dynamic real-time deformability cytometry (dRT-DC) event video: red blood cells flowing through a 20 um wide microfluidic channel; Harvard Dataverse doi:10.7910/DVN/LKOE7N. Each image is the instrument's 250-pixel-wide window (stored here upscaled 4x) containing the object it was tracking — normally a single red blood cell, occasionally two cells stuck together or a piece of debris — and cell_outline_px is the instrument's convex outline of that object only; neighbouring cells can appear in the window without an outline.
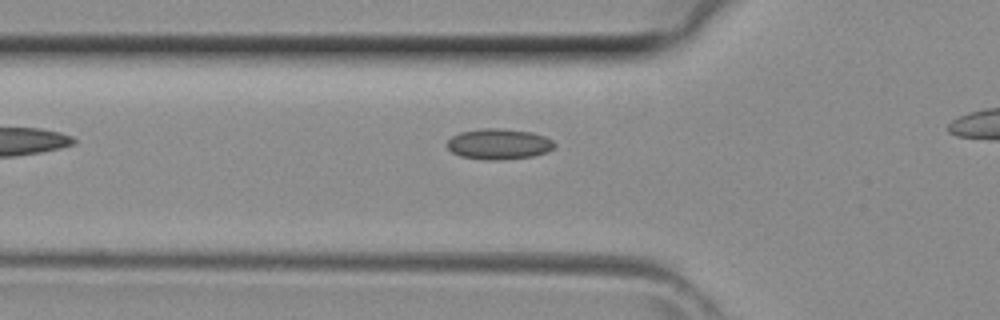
{"species": "common noctule bat (a hibernating species)", "species_latin": "Nyctalus noctula", "temperature_condition": "room temperature", "stored_images_in_passage": 22, "camera_frame_rate_fps": 3000, "um_per_image_px": 0.085, "animal": {"sex": "female", "body_mass_g": 29.2, "forearm_length_mm": 56.3}, "frame": {"image": 1, "passage_image": 2, "time_ms": 0.333, "image_size_px": [1000, 320], "cell_outline_px": [[556, 144], [548, 152], [532, 156], [504, 160], [484, 160], [460, 156], [452, 152], [448, 148], [448, 140], [452, 136], [460, 132], [484, 128], [496, 128], [532, 132], [544, 136], [552, 140]], "centroid_in_image_um": [42.4, 12.25], "position_along_channel_um": 83.4, "area_um2": 19.19}}
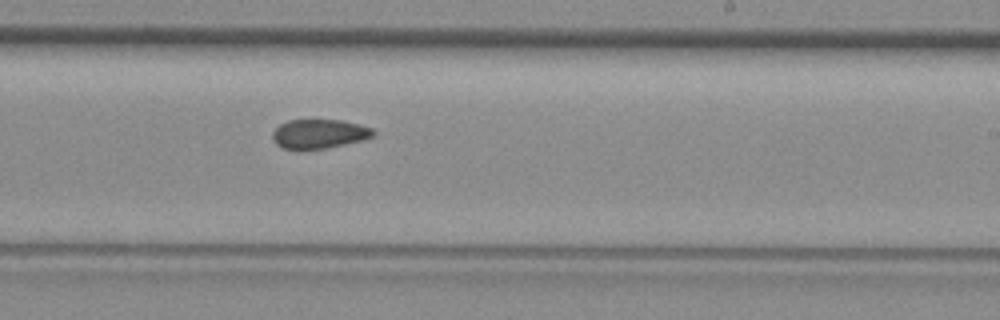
{"frame": {"image": 2, "passage_image": 13, "time_ms": 4.0, "image_size_px": [1000, 320], "cell_outline_px": [[376, 132], [372, 136], [360, 140], [324, 148], [300, 152], [284, 148], [276, 144], [272, 136], [272, 132], [280, 124], [288, 120], [340, 120], [372, 128]], "centroid_in_image_um": [27.05, 11.4], "position_along_channel_um": 262.0, "area_um2": 17.17}}
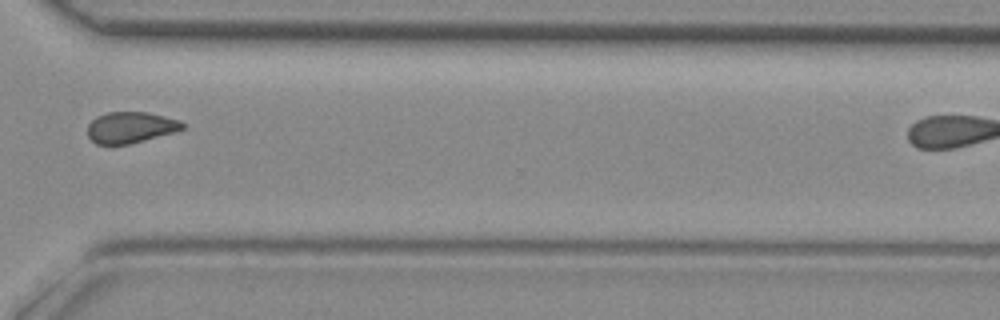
{"frame": {"image": 3, "passage_image": 19, "time_ms": 6.0, "image_size_px": [1000, 320], "cell_outline_px": [[184, 128], [172, 132], [144, 140], [128, 144], [96, 144], [88, 136], [88, 124], [96, 116], [108, 112], [148, 112], [180, 120], [184, 124]], "centroid_in_image_um": [11.07, 10.82], "position_along_channel_um": 359.5, "area_um2": 17.05}}